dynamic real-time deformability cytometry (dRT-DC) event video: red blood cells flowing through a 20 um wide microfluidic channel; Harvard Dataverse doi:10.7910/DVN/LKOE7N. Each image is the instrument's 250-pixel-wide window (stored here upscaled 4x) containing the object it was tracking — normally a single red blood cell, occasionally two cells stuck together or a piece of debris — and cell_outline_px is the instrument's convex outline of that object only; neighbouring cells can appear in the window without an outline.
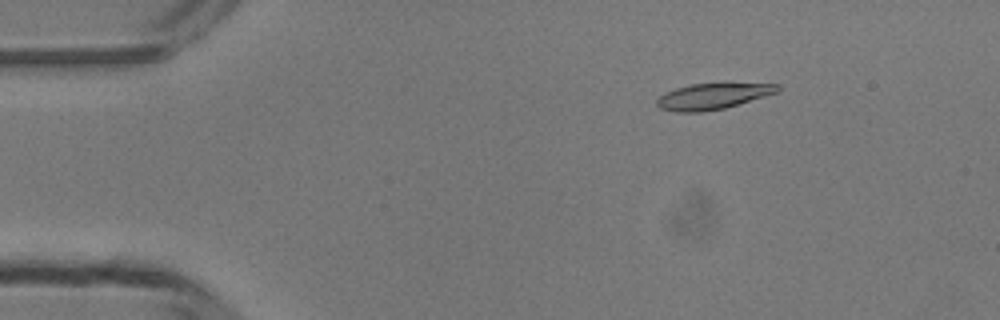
{"species": "common noctule bat (a hibernating species)", "species_latin": "Nyctalus noctula", "temperature_condition": "room temperature", "stored_images_in_passage": 35, "camera_frame_rate_fps": 3000, "um_per_image_px": 0.085, "animal": {"sex": "male", "body_mass_g": 13.3}, "frame": {"image": 1, "passage_image": 8, "time_ms": 2.333, "image_size_px": [1000, 320], "cell_outline_px": [[780, 88], [776, 92], [764, 96], [724, 108], [700, 112], [676, 112], [660, 108], [656, 104], [656, 100], [664, 92], [676, 88], [692, 84], [724, 80], [780, 84]], "centroid_in_image_um": [60.62, 8.11], "position_along_channel_um": 24.4, "area_um2": 19.07}}
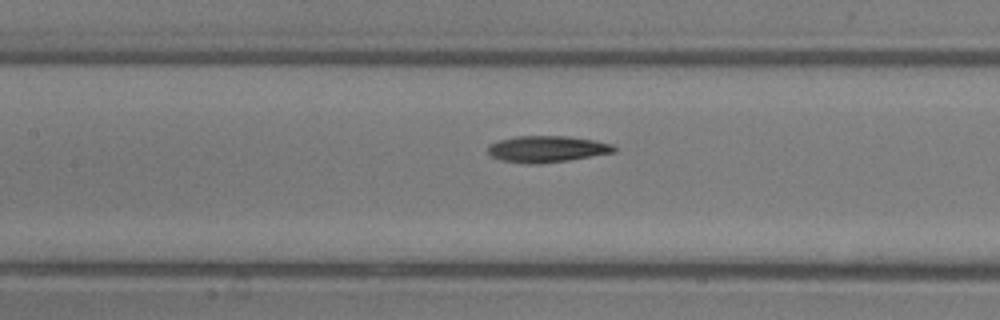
{"frame": {"image": 2, "passage_image": 23, "time_ms": 7.333, "image_size_px": [1000, 320], "cell_outline_px": [[616, 152], [568, 160], [536, 164], [532, 164], [500, 160], [492, 156], [488, 152], [488, 144], [496, 140], [516, 136], [568, 136], [592, 140], [612, 144], [616, 148]], "centroid_in_image_um": [46.46, 12.66], "position_along_channel_um": 160.9, "area_um2": 19.42}}
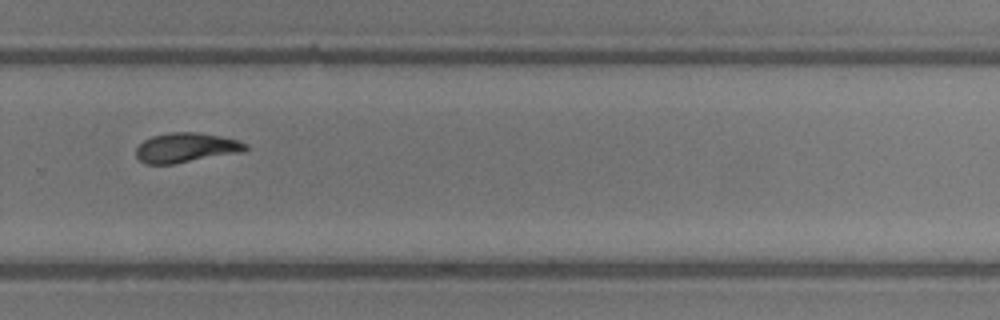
{"frame": {"image": 3, "passage_image": 34, "time_ms": 11.0, "image_size_px": [1000, 320], "cell_outline_px": [[248, 148], [244, 152], [172, 164], [144, 164], [136, 156], [136, 148], [144, 140], [152, 136], [168, 132], [200, 132], [220, 136], [236, 140], [248, 144]], "centroid_in_image_um": [15.82, 12.55], "position_along_channel_um": 314.0, "area_um2": 19.02}}